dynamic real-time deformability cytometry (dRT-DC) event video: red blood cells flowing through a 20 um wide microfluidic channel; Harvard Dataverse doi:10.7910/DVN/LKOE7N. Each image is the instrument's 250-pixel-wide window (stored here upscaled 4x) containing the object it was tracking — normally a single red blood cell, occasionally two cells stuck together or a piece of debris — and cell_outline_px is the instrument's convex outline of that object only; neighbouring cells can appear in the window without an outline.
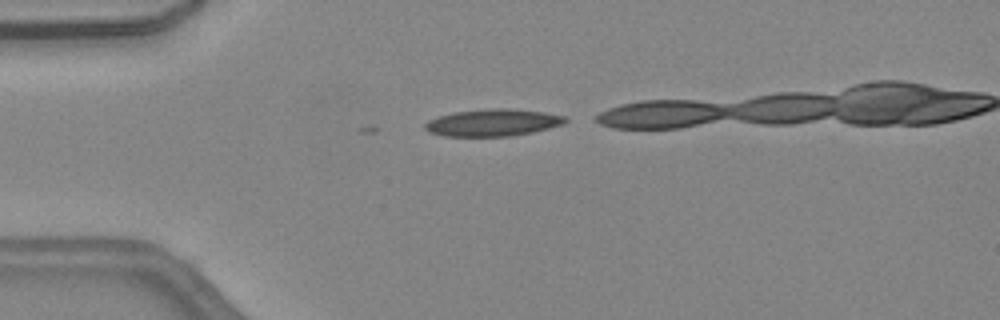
{"species": "common noctule bat (a hibernating species)", "species_latin": "Nyctalus noctula", "temperature_condition": "warm", "stored_images_in_passage": 4, "camera_frame_rate_fps": 3000, "um_per_image_px": 0.085, "animal": {"sex": "female", "body_mass_g": 24.6, "forearm_length_mm": 56.2}, "frame": {"image": 1, "passage_image": 1, "time_ms": 0.0, "image_size_px": [1000, 320], "cell_outline_px": [[568, 120], [564, 124], [532, 132], [512, 136], [444, 136], [428, 132], [424, 128], [424, 124], [428, 120], [436, 116], [452, 112], [492, 108], [512, 108], [544, 112], [568, 116]], "centroid_in_image_um": [41.89, 10.41], "position_along_channel_um": 43.1, "area_um2": 22.43}}